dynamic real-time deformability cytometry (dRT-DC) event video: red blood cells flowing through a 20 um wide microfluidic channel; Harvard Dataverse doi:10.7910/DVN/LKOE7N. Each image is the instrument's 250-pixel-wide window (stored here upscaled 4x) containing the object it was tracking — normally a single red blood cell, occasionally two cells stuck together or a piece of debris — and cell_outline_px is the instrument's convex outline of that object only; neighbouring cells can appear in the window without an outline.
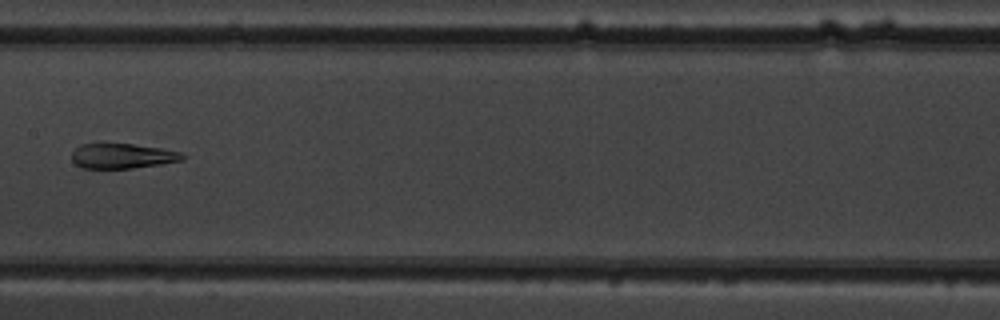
{"species": "common noctule bat (a hibernating species)", "species_latin": "Nyctalus noctula", "temperature_condition": "warm", "stored_images_in_passage": 7, "camera_frame_rate_fps": 3000, "um_per_image_px": 0.085, "animal": {"sex": "male", "body_mass_g": 19.5, "forearm_length_mm": 54.6}, "frame": {"image": 1, "passage_image": 7, "time_ms": 7.0, "image_size_px": [1000, 320], "cell_outline_px": [[184, 160], [160, 164], [132, 168], [80, 168], [72, 160], [72, 152], [80, 144], [132, 144], [160, 148], [180, 152], [184, 156]], "centroid_in_image_um": [10.38, 13.26], "position_along_channel_um": 197.0, "area_um2": 15.95}}